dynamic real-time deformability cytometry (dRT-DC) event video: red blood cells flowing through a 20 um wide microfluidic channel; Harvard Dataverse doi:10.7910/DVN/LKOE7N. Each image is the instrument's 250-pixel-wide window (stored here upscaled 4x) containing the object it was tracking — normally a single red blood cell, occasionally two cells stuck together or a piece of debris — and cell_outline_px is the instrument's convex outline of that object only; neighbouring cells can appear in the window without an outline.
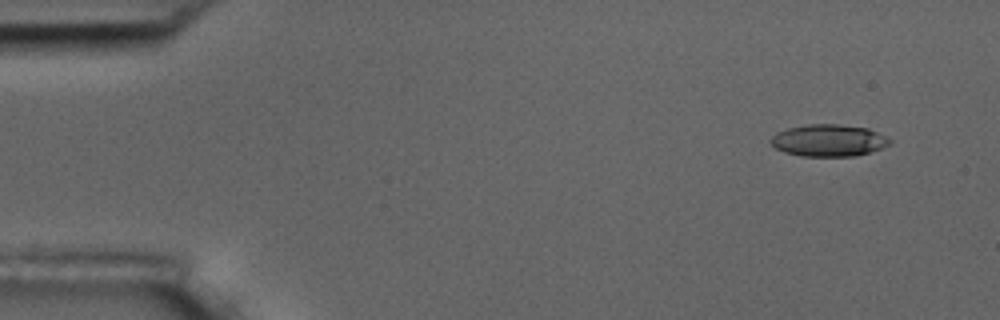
{"species": "common noctule bat (a hibernating species)", "species_latin": "Nyctalus noctula", "temperature_condition": "room temperature", "stored_images_in_passage": 5, "camera_frame_rate_fps": 3000, "um_per_image_px": 0.085, "animal": {"sex": "male", "body_mass_g": 17.5, "forearm_length_mm": 52.3}, "frame": {"image": 1, "passage_image": 1, "time_ms": 0.0, "image_size_px": [1000, 320], "cell_outline_px": [[892, 144], [856, 156], [800, 156], [784, 152], [776, 148], [768, 140], [776, 132], [788, 128], [808, 124], [840, 124], [868, 128], [892, 140]], "centroid_in_image_um": [70.41, 11.93], "position_along_channel_um": 14.6, "area_um2": 22.2}}
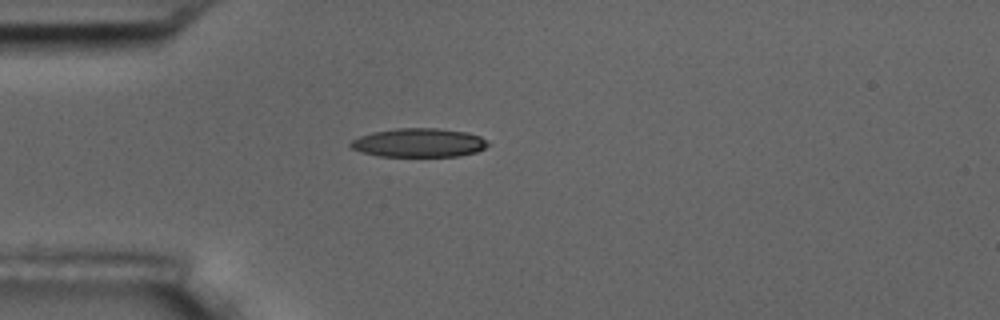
{"frame": {"image": 2, "passage_image": 4, "time_ms": 3.667, "image_size_px": [1000, 320], "cell_outline_px": [[488, 144], [484, 148], [476, 152], [460, 156], [380, 156], [360, 152], [352, 148], [348, 144], [352, 140], [360, 136], [372, 132], [396, 128], [436, 128], [468, 132], [480, 136]], "centroid_in_image_um": [35.58, 12.13], "position_along_channel_um": 49.4, "area_um2": 23.0}}